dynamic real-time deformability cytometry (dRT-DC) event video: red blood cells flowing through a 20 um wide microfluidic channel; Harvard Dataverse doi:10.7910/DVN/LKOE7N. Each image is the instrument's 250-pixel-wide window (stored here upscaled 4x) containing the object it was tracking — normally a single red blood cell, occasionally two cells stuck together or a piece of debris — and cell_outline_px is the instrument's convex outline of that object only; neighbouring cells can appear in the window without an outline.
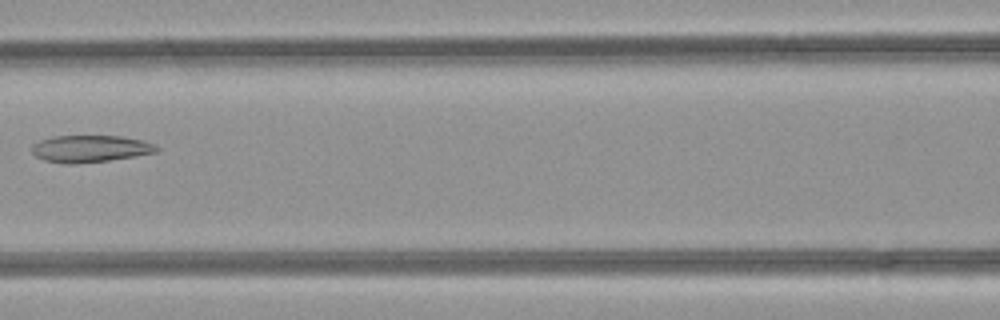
{"species": "common noctule bat (a hibernating species)", "species_latin": "Nyctalus noctula", "temperature_condition": "room temperature", "stored_images_in_passage": 3, "camera_frame_rate_fps": 3000, "um_per_image_px": 0.085, "animal": {"sex": "female", "body_mass_g": 21.9}, "frame": {"image": 1, "passage_image": 3, "time_ms": 0.667, "image_size_px": [1000, 320], "cell_outline_px": [[160, 148], [156, 152], [136, 156], [108, 160], [72, 164], [64, 164], [44, 160], [36, 156], [32, 152], [32, 144], [40, 140], [52, 136], [120, 136], [144, 140], [156, 144]], "centroid_in_image_um": [7.68, 12.63], "position_along_channel_um": 158.9, "area_um2": 19.71}}